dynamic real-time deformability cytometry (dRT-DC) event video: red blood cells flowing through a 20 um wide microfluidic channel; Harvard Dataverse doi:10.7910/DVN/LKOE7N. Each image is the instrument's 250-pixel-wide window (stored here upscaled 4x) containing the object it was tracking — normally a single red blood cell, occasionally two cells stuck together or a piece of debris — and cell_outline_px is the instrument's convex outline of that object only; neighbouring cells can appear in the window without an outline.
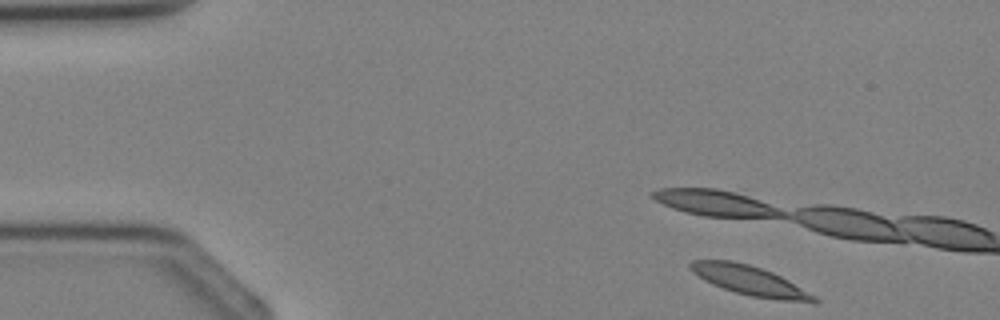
{"species": "Egyptian fruit bat (a non-hibernating species)", "species_latin": "Rousettus aegyptiacus", "temperature_condition": "cold", "stored_images_in_passage": 3, "camera_frame_rate_fps": 3000, "um_per_image_px": 0.085, "animal": {"sex": "female"}, "frame": {"image": 1, "passage_image": 1, "time_ms": 0.0, "image_size_px": [1000, 320], "cell_outline_px": [[820, 300], [816, 304], [780, 300], [752, 296], [736, 292], [712, 284], [704, 280], [692, 272], [688, 268], [688, 264], [692, 260], [732, 260], [748, 264], [772, 272], [788, 280], [816, 296]], "centroid_in_image_um": [63.76, 23.86], "position_along_channel_um": 21.2, "area_um2": 21.27}}